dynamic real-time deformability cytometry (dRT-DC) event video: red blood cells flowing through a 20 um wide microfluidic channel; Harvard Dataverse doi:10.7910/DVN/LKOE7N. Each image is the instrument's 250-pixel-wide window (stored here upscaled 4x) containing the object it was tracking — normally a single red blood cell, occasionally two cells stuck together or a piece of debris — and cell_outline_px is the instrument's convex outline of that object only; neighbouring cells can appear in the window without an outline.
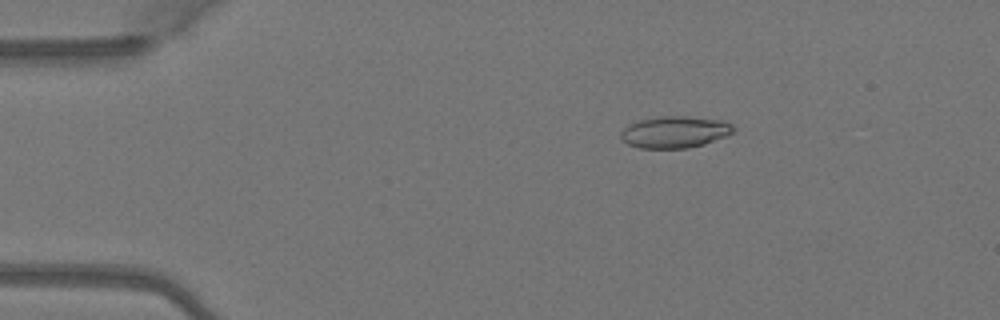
{"species": "Egyptian fruit bat (a non-hibernating species)", "species_latin": "Rousettus aegyptiacus", "temperature_condition": "warm", "stored_images_in_passage": 5, "camera_frame_rate_fps": 3000, "um_per_image_px": 0.085, "animal": {"sex": "female"}, "frame": {"image": 1, "passage_image": 1, "time_ms": 0.0, "image_size_px": [1000, 320], "cell_outline_px": [[736, 132], [704, 144], [688, 148], [640, 148], [628, 144], [620, 136], [620, 132], [628, 124], [636, 120], [660, 116], [688, 116], [720, 120], [732, 124], [736, 128]], "centroid_in_image_um": [57.36, 11.21], "position_along_channel_um": 27.6, "area_um2": 20.98}}
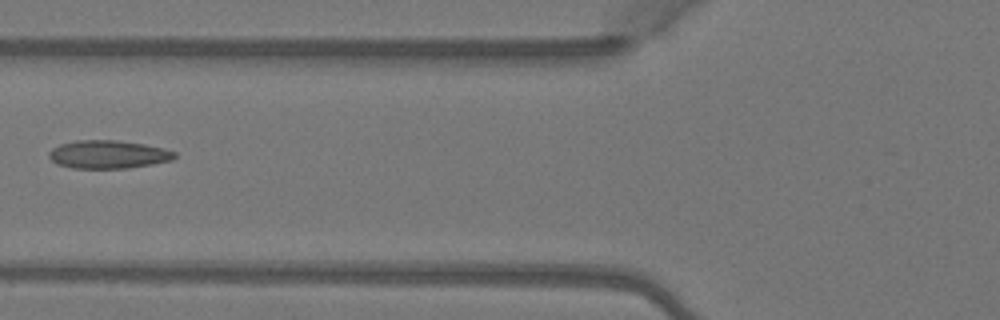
{"frame": {"image": 2, "passage_image": 4, "time_ms": 1.0, "image_size_px": [1000, 320], "cell_outline_px": [[176, 156], [172, 160], [152, 164], [128, 168], [72, 168], [56, 164], [48, 156], [48, 152], [52, 148], [60, 144], [76, 140], [116, 140], [144, 144], [164, 148], [176, 152]], "centroid_in_image_um": [9.18, 13.12], "position_along_channel_um": 116.6, "area_um2": 20.69}}
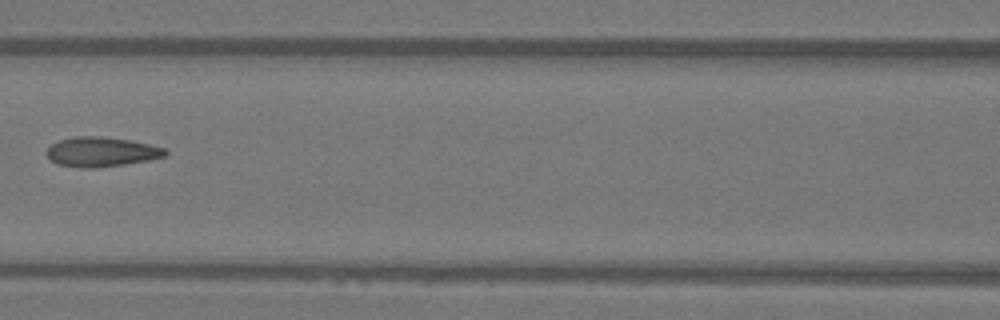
{"frame": {"image": 3, "passage_image": 5, "time_ms": 1.333, "image_size_px": [1000, 320], "cell_outline_px": [[168, 156], [148, 160], [124, 164], [92, 168], [80, 168], [56, 164], [44, 152], [52, 144], [60, 140], [76, 136], [100, 136], [132, 140], [168, 148]], "centroid_in_image_um": [8.66, 12.9], "position_along_channel_um": 157.9, "area_um2": 20.69}}